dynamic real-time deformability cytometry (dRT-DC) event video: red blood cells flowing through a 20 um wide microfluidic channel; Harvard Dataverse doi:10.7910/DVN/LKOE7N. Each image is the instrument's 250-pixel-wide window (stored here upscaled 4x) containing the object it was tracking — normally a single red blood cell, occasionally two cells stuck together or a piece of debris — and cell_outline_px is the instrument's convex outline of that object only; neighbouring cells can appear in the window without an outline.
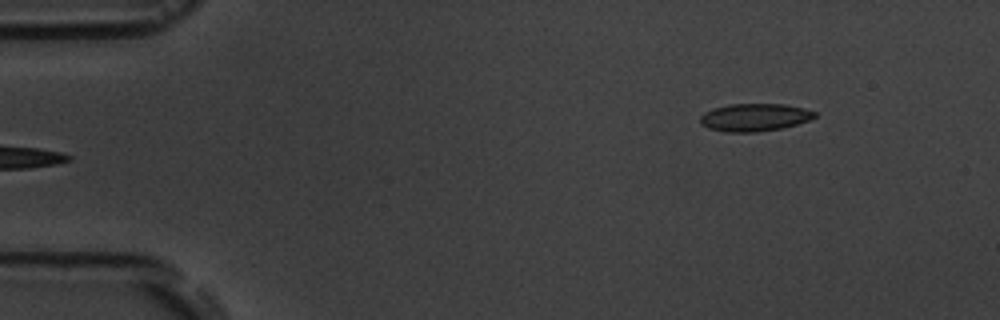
{"species": "common noctule bat (a hibernating species)", "species_latin": "Nyctalus noctula", "temperature_condition": "room temperature", "stored_images_in_passage": 5, "segment_of_instrument_passage": [2, 2], "camera_frame_rate_fps": 3000, "um_per_image_px": 0.085, "animal": {"sex": "male", "body_mass_g": 19.5, "forearm_length_mm": 54.6}, "frame": {"image": 1, "passage_image": 5, "time_ms": 5.667, "image_size_px": [1000, 320], "cell_outline_px": [[816, 116], [808, 120], [796, 124], [780, 128], [756, 132], [724, 132], [708, 128], [700, 124], [700, 116], [704, 112], [712, 108], [728, 104], [784, 104], [804, 108], [816, 112]], "centroid_in_image_um": [64.09, 9.97], "position_along_channel_um": 20.9, "area_um2": 18.5}}